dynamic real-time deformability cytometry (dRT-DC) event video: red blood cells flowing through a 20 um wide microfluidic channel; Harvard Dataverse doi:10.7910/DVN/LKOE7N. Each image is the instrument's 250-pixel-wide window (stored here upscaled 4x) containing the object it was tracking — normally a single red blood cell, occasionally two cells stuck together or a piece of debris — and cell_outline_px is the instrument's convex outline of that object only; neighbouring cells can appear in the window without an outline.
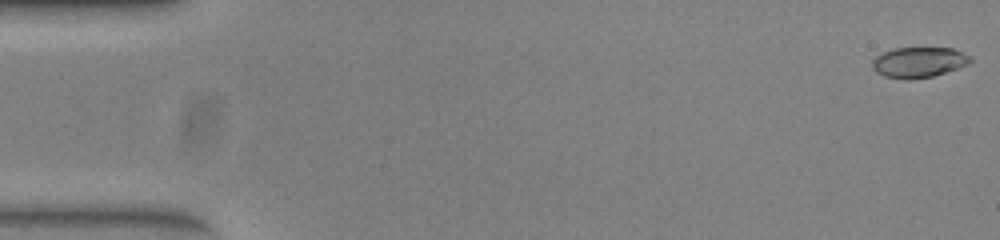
{"species": "common noctule bat (a hibernating species)", "species_latin": "Nyctalus noctula", "temperature_condition": "warm", "stored_images_in_passage": 52, "camera_frame_rate_fps": 3000, "um_per_image_px": 0.085, "animal": {"sex": "female", "body_mass_g": 23.0, "forearm_length_mm": 53.4}, "frame": {"image": 1, "passage_image": 1, "time_ms": 0.0, "image_size_px": [1000, 240], "cell_outline_px": [[972, 60], [968, 64], [932, 76], [908, 80], [884, 76], [876, 72], [872, 68], [872, 60], [876, 56], [892, 48], [952, 48], [972, 56]], "centroid_in_image_um": [78.07, 5.29], "position_along_channel_um": 6.9, "area_um2": 17.34}}
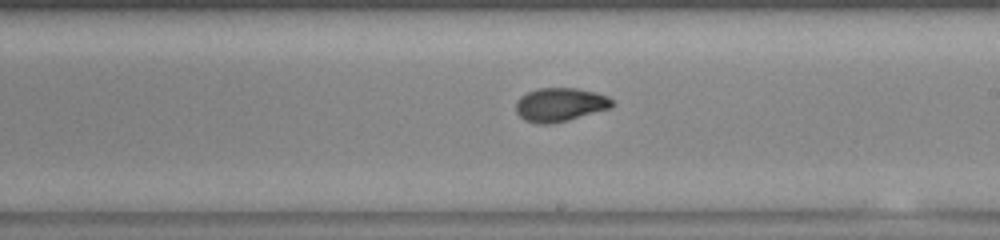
{"frame": {"image": 2, "passage_image": 30, "time_ms": 9.667, "image_size_px": [1000, 240], "cell_outline_px": [[616, 104], [612, 108], [568, 120], [552, 124], [536, 124], [524, 120], [516, 112], [516, 100], [520, 96], [528, 92], [540, 88], [576, 88], [608, 96]], "centroid_in_image_um": [47.6, 8.91], "position_along_channel_um": 241.4, "area_um2": 19.02}}
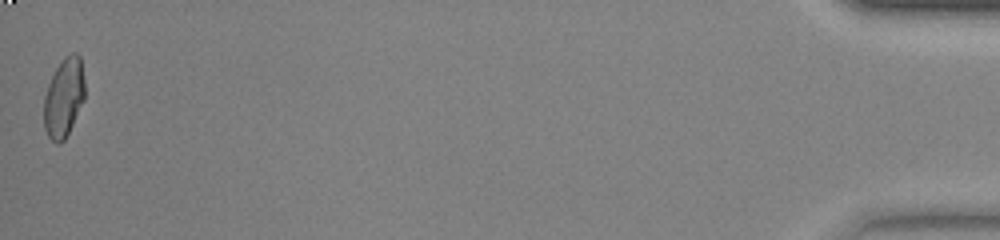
{"frame": {"image": 3, "passage_image": 52, "time_ms": 17.0, "image_size_px": [1000, 240], "cell_outline_px": [[84, 100], [64, 140], [60, 144], [56, 144], [48, 136], [44, 128], [44, 96], [48, 84], [56, 68], [64, 56], [72, 52], [76, 52], [80, 56], [84, 80]], "centroid_in_image_um": [5.42, 8.28], "position_along_channel_um": 429.8, "area_um2": 18.79}, "authors_computed_cell_mechanics": {"area_um2": 18.5827, "velocity_mm_per_s": 3.9459, "shape_relaxation_time_tau1_ms": null, "shape_relaxation_time_tau2_ms": 1.0368, "deformation_change_tau1": null, "deformation_change_tau2": 0.0483}}